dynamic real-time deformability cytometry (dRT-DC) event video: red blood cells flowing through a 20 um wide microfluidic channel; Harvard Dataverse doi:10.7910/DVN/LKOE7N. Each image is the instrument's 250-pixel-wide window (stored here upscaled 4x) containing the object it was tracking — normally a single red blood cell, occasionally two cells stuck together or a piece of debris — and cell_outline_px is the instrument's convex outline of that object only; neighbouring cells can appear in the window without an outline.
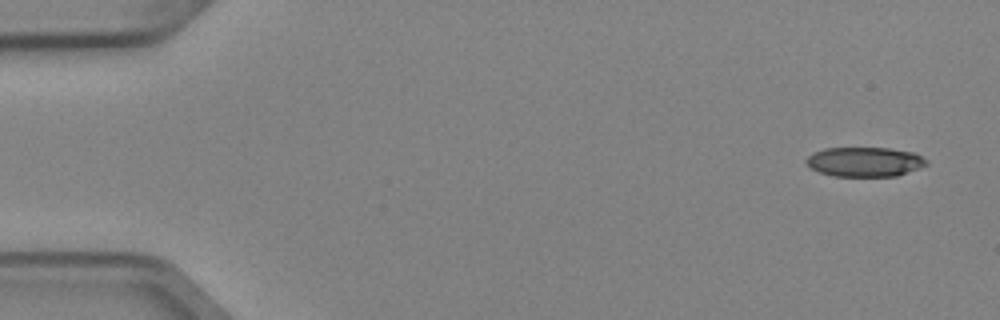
{"species": "Egyptian fruit bat (a non-hibernating species)", "species_latin": "Rousettus aegyptiacus", "temperature_condition": "cold", "stored_images_in_passage": 3, "camera_frame_rate_fps": 3000, "um_per_image_px": 0.085, "animal": {"sex": "female"}, "frame": {"image": 1, "passage_image": 1, "time_ms": 0.0, "image_size_px": [1000, 320], "cell_outline_px": [[928, 164], [896, 176], [832, 176], [820, 172], [812, 168], [804, 160], [812, 152], [824, 148], [888, 148], [916, 152], [928, 160]], "centroid_in_image_um": [73.5, 13.74], "position_along_channel_um": 11.5, "area_um2": 20.75}}